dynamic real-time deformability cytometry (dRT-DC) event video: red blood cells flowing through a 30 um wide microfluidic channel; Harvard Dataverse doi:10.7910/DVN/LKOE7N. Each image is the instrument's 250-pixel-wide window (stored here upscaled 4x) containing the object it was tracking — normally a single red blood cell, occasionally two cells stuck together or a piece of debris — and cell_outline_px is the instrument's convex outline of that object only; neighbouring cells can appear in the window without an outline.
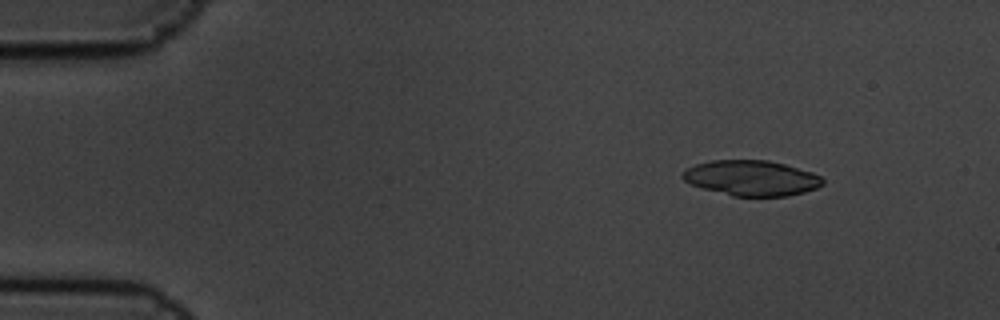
{"species": "common noctule bat (a hibernating species)", "species_latin": "Nyctalus noctula", "temperature_condition": "cold", "stored_images_in_passage": 5, "camera_frame_rate_fps": 3000, "um_per_image_px": 0.085, "animal": {"sex": "male", "body_mass_g": 19.5, "forearm_length_mm": 54.6}, "frame": {"image": 1, "passage_image": 3, "time_ms": 0.667, "image_size_px": [1000, 320], "cell_outline_px": [[824, 184], [816, 188], [804, 192], [788, 196], [732, 196], [704, 188], [692, 184], [684, 180], [680, 176], [688, 168], [696, 164], [712, 160], [768, 160], [784, 164], [812, 172], [820, 176], [824, 180]], "centroid_in_image_um": [63.9, 15.13], "position_along_channel_um": 21.1, "area_um2": 28.67}}